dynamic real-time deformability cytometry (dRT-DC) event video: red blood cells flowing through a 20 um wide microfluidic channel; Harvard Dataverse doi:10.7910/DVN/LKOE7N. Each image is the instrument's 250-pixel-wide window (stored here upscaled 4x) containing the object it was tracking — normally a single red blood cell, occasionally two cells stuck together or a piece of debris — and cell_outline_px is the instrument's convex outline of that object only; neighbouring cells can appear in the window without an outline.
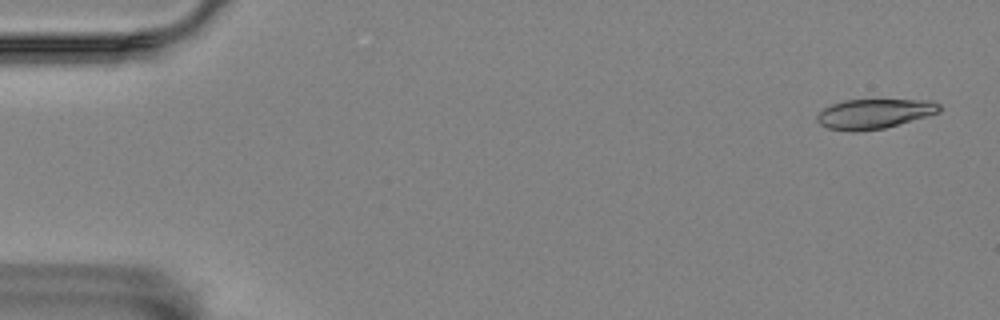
{"species": "Egyptian fruit bat (a non-hibernating species)", "species_latin": "Rousettus aegyptiacus", "temperature_condition": "room temperature", "stored_images_in_passage": 16, "camera_frame_rate_fps": 3000, "um_per_image_px": 0.085, "animal": {"sex": "female"}, "frame": {"image": 1, "passage_image": 2, "time_ms": 0.333, "image_size_px": [1000, 320], "cell_outline_px": [[940, 112], [884, 128], [860, 132], [852, 132], [828, 128], [820, 124], [816, 120], [816, 116], [824, 108], [832, 104], [844, 100], [932, 100], [940, 104]], "centroid_in_image_um": [74.29, 9.67], "position_along_channel_um": 10.7, "area_um2": 21.15}}
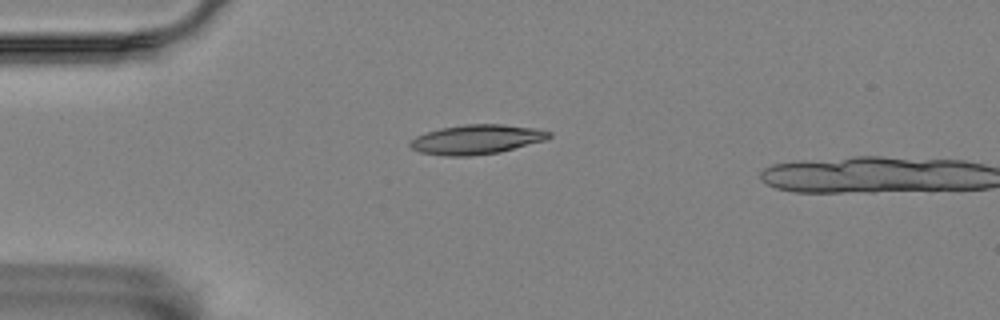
{"frame": {"image": 2, "passage_image": 14, "time_ms": 4.333, "image_size_px": [1000, 320], "cell_outline_px": [[552, 136], [544, 140], [500, 152], [472, 156], [444, 156], [420, 152], [412, 148], [408, 144], [408, 140], [416, 136], [440, 128], [464, 124], [504, 124], [540, 128], [552, 132]], "centroid_in_image_um": [40.52, 11.84], "position_along_channel_um": 44.5, "area_um2": 24.1}}